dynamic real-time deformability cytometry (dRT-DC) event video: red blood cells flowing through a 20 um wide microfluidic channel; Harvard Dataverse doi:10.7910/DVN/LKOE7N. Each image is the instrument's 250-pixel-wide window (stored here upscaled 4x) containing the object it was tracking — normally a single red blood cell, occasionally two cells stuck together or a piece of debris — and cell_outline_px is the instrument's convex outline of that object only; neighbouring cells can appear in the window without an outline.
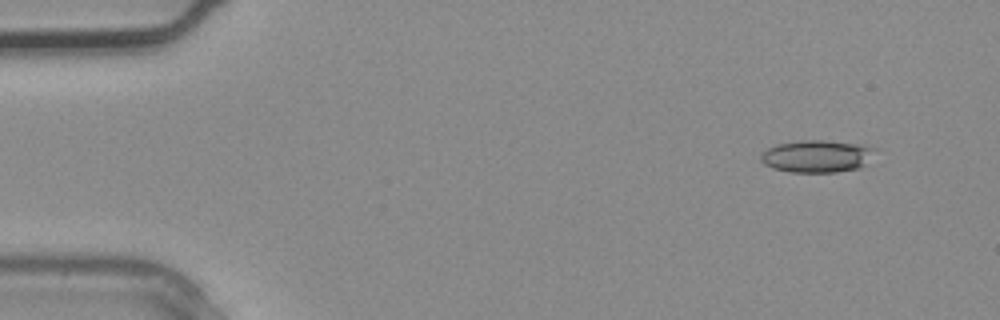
{"species": "common noctule bat (a hibernating species)", "species_latin": "Nyctalus noctula", "temperature_condition": "warm", "stored_images_in_passage": 4, "camera_frame_rate_fps": 3000, "um_per_image_px": 0.085, "animal": {"sex": "male", "body_mass_g": 20.4}, "frame": {"image": 1, "passage_image": 4, "time_ms": 1.0, "image_size_px": [1000, 320], "cell_outline_px": [[876, 148], [864, 164], [860, 168], [836, 172], [788, 172], [772, 168], [764, 164], [760, 160], [760, 156], [768, 148], [776, 144], [804, 140], [824, 140], [860, 144]], "centroid_in_image_um": [69.4, 13.28], "position_along_channel_um": 15.6, "area_um2": 21.39}}